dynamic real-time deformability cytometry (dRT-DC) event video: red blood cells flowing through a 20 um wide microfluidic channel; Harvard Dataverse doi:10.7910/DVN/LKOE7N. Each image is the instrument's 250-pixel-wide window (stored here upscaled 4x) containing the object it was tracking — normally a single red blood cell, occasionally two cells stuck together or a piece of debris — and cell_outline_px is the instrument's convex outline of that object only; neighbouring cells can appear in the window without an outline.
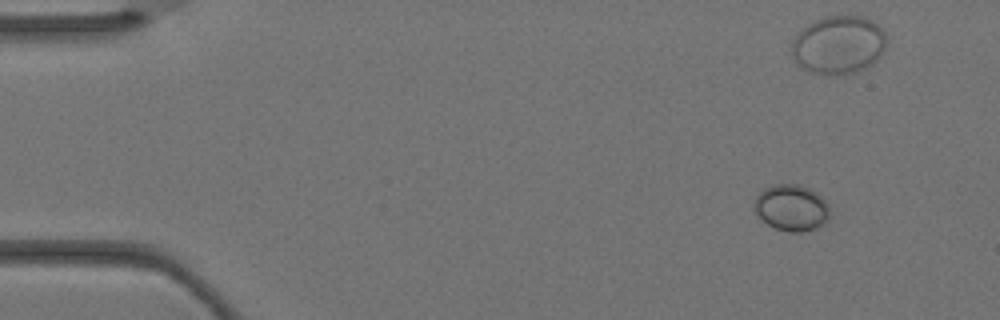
{"species": "Egyptian fruit bat (a non-hibernating species)", "species_latin": "Rousettus aegyptiacus", "temperature_condition": "warm", "stored_images_in_passage": 5, "camera_frame_rate_fps": 3000, "um_per_image_px": 0.085, "animal": {"sex": "female"}, "frame": {"image": 1, "passage_image": 1, "time_ms": 0.0, "image_size_px": [1000, 320], "cell_outline_px": [[828, 220], [816, 228], [800, 232], [788, 232], [776, 228], [768, 224], [752, 208], [752, 204], [756, 196], [764, 188], [776, 184], [800, 184], [816, 192], [824, 200], [828, 208]], "centroid_in_image_um": [67.24, 17.65], "position_along_channel_um": 17.8, "area_um2": 20.23}}